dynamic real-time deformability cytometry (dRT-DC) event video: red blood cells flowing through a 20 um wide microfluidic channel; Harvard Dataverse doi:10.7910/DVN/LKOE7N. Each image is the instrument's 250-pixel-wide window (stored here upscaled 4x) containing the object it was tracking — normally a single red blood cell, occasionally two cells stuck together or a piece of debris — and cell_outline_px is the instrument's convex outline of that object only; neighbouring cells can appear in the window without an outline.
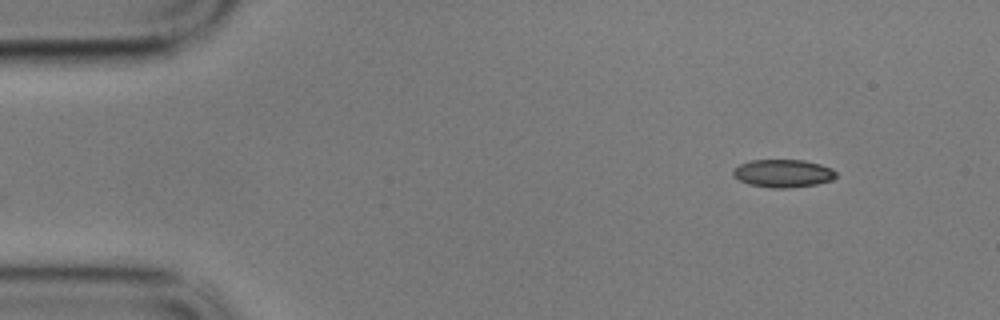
{"species": "common noctule bat (a hibernating species)", "species_latin": "Nyctalus noctula", "temperature_condition": "cold", "stored_images_in_passage": 53, "camera_frame_rate_fps": 3000, "um_per_image_px": 0.085, "animal": {"sex": "male", "body_mass_g": 17.9}, "frame": {"image": 1, "passage_image": 1, "time_ms": 0.0, "image_size_px": [1000, 320], "cell_outline_px": [[836, 176], [832, 180], [816, 184], [788, 188], [772, 188], [748, 184], [732, 176], [732, 172], [740, 164], [752, 160], [804, 160], [820, 164], [832, 168], [836, 172]], "centroid_in_image_um": [66.57, 14.74], "position_along_channel_um": 18.4, "area_um2": 16.7}}
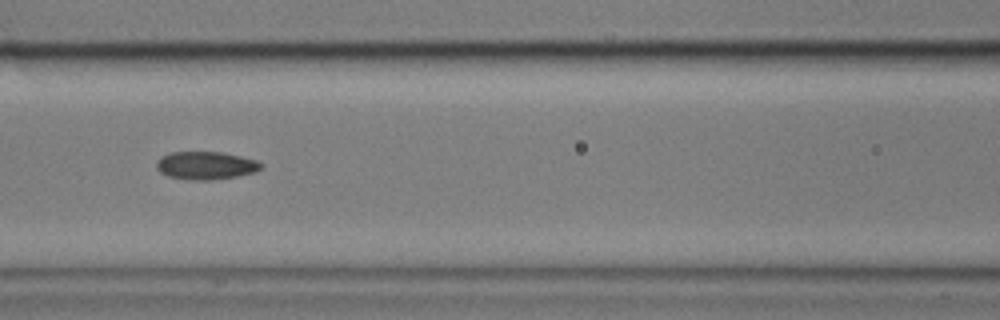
{"frame": {"image": 2, "passage_image": 20, "time_ms": 6.333, "image_size_px": [1000, 320], "cell_outline_px": [[264, 164], [256, 172], [236, 176], [208, 180], [188, 180], [168, 176], [160, 172], [156, 168], [156, 160], [160, 156], [172, 152], [220, 152], [240, 156], [256, 160]], "centroid_in_image_um": [17.46, 14.06], "position_along_channel_um": 149.1, "area_um2": 17.05}}
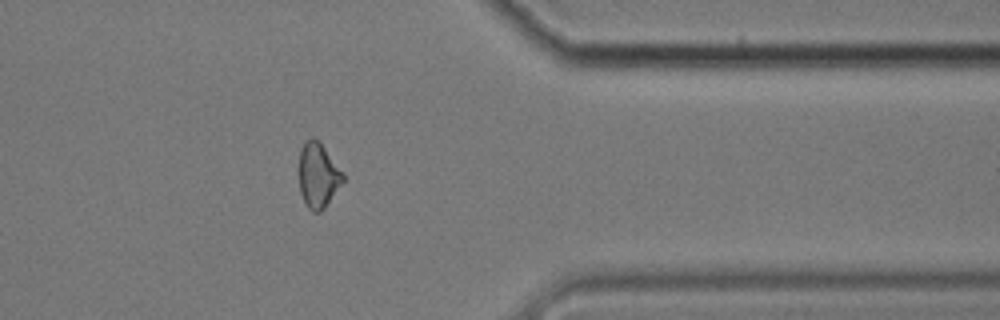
{"frame": {"image": 3, "passage_image": 42, "time_ms": 13.667, "image_size_px": [1000, 320], "cell_outline_px": [[344, 180], [324, 208], [320, 212], [312, 212], [308, 208], [300, 192], [300, 148], [304, 140], [312, 136], [320, 140], [344, 172]], "centroid_in_image_um": [27.05, 14.84], "position_along_channel_um": 384.3, "area_um2": 16.82}, "authors_computed_cell_mechanics": {"area_um2": 16.8776, "velocity_mm_per_s": 3.3987, "shape_relaxation_time_tau1_ms": 6.44, "shape_relaxation_time_tau2_ms": 3.2428, "deformation_change_tau1": 0.1419, "deformation_change_tau2": 0.0838}}